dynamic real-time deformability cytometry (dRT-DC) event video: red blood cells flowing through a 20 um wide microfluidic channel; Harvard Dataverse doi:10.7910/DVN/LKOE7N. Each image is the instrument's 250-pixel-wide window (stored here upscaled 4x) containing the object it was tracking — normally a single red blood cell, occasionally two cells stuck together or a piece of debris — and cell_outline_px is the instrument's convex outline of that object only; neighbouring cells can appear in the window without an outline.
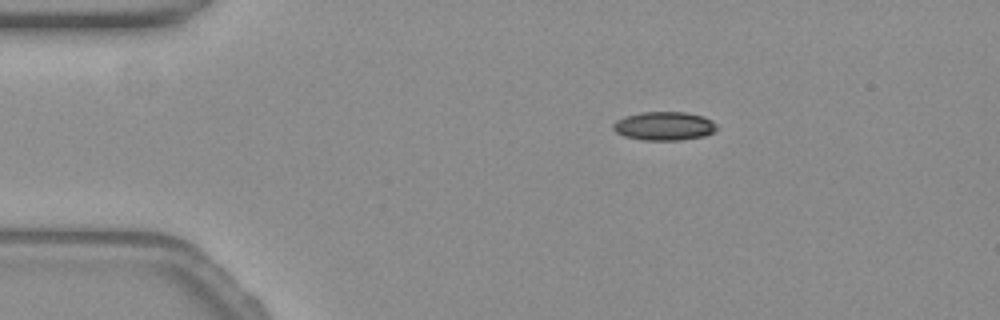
{"species": "common noctule bat (a hibernating species)", "species_latin": "Nyctalus noctula", "temperature_condition": "warm", "stored_images_in_passage": 45, "camera_frame_rate_fps": 3000, "um_per_image_px": 0.085, "animal": {"sex": "female", "body_mass_g": 19.3, "forearm_length_mm": 54.1}, "frame": {"image": 1, "passage_image": 1, "time_ms": 0.0, "image_size_px": [1000, 320], "cell_outline_px": [[716, 128], [712, 132], [704, 136], [680, 140], [644, 140], [624, 136], [616, 132], [612, 128], [612, 124], [616, 120], [624, 116], [640, 112], [684, 112], [704, 116], [712, 120], [716, 124]], "centroid_in_image_um": [56.42, 10.7], "position_along_channel_um": 28.6, "area_um2": 17.34}}
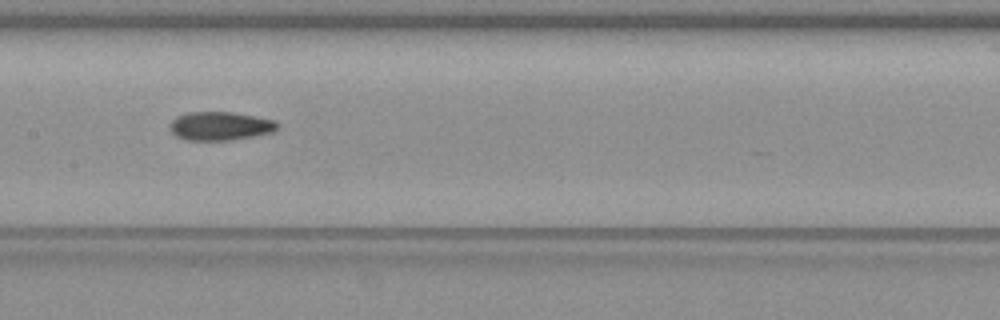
{"frame": {"image": 2, "passage_image": 18, "time_ms": 5.667, "image_size_px": [1000, 320], "cell_outline_px": [[280, 124], [272, 132], [252, 136], [228, 140], [188, 140], [176, 136], [168, 128], [172, 120], [176, 116], [188, 112], [232, 112], [276, 120]], "centroid_in_image_um": [18.69, 10.7], "position_along_channel_um": 188.7, "area_um2": 17.86}}
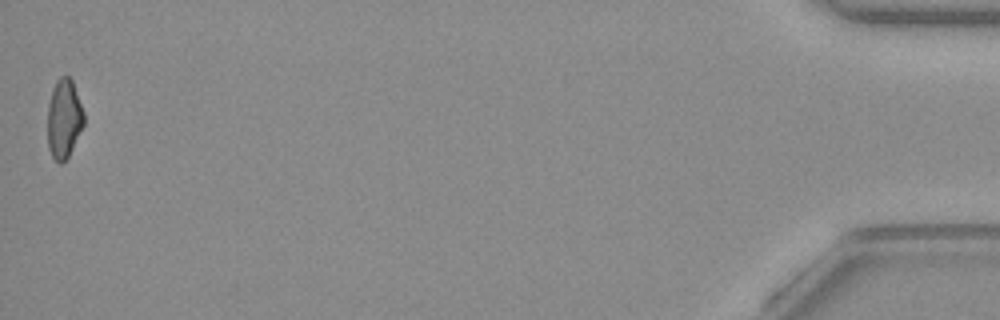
{"frame": {"image": 3, "passage_image": 45, "time_ms": 14.667, "image_size_px": [1000, 320], "cell_outline_px": [[84, 124], [68, 156], [60, 164], [52, 156], [48, 148], [48, 104], [52, 88], [56, 80], [60, 76], [68, 76], [72, 80], [84, 112]], "centroid_in_image_um": [5.43, 10.06], "position_along_channel_um": 429.8, "area_um2": 16.65}, "authors_computed_cell_mechanics": {"area_um2": 17.6868, "velocity_mm_per_s": 3.8211, "shape_relaxation_time_tau1_ms": null, "shape_relaxation_time_tau2_ms": 3.015, "deformation_change_tau1": null, "deformation_change_tau2": 0.106}}